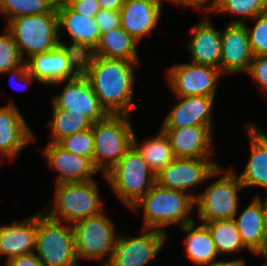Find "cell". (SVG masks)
Listing matches in <instances>:
<instances>
[{"label": "cell", "mask_w": 267, "mask_h": 266, "mask_svg": "<svg viewBox=\"0 0 267 266\" xmlns=\"http://www.w3.org/2000/svg\"><path fill=\"white\" fill-rule=\"evenodd\" d=\"M132 146L155 174H158L175 159L169 137L161 129L156 137L146 139L141 144L138 143L134 133Z\"/></svg>", "instance_id": "obj_28"}, {"label": "cell", "mask_w": 267, "mask_h": 266, "mask_svg": "<svg viewBox=\"0 0 267 266\" xmlns=\"http://www.w3.org/2000/svg\"><path fill=\"white\" fill-rule=\"evenodd\" d=\"M195 207V199L188 193L166 189L155 183L152 188L131 208L143 210V228L166 232V226L192 222L189 214Z\"/></svg>", "instance_id": "obj_2"}, {"label": "cell", "mask_w": 267, "mask_h": 266, "mask_svg": "<svg viewBox=\"0 0 267 266\" xmlns=\"http://www.w3.org/2000/svg\"><path fill=\"white\" fill-rule=\"evenodd\" d=\"M252 28L246 24L251 50L254 56L267 54V11L252 19Z\"/></svg>", "instance_id": "obj_36"}, {"label": "cell", "mask_w": 267, "mask_h": 266, "mask_svg": "<svg viewBox=\"0 0 267 266\" xmlns=\"http://www.w3.org/2000/svg\"><path fill=\"white\" fill-rule=\"evenodd\" d=\"M226 168L215 182L208 185L206 190L197 194L195 206L198 219L204 222L234 219L238 211V190L244 189L236 172Z\"/></svg>", "instance_id": "obj_9"}, {"label": "cell", "mask_w": 267, "mask_h": 266, "mask_svg": "<svg viewBox=\"0 0 267 266\" xmlns=\"http://www.w3.org/2000/svg\"><path fill=\"white\" fill-rule=\"evenodd\" d=\"M103 176L116 197L128 208H132L156 183V174L133 146Z\"/></svg>", "instance_id": "obj_4"}, {"label": "cell", "mask_w": 267, "mask_h": 266, "mask_svg": "<svg viewBox=\"0 0 267 266\" xmlns=\"http://www.w3.org/2000/svg\"><path fill=\"white\" fill-rule=\"evenodd\" d=\"M245 129L250 156L244 170L237 176L244 188L261 187L267 193V135L254 123L246 124Z\"/></svg>", "instance_id": "obj_20"}, {"label": "cell", "mask_w": 267, "mask_h": 266, "mask_svg": "<svg viewBox=\"0 0 267 266\" xmlns=\"http://www.w3.org/2000/svg\"><path fill=\"white\" fill-rule=\"evenodd\" d=\"M204 224L211 233L219 256L239 254L246 249L233 219L215 220Z\"/></svg>", "instance_id": "obj_29"}, {"label": "cell", "mask_w": 267, "mask_h": 266, "mask_svg": "<svg viewBox=\"0 0 267 266\" xmlns=\"http://www.w3.org/2000/svg\"><path fill=\"white\" fill-rule=\"evenodd\" d=\"M94 18L100 34L121 26L120 11L99 10Z\"/></svg>", "instance_id": "obj_38"}, {"label": "cell", "mask_w": 267, "mask_h": 266, "mask_svg": "<svg viewBox=\"0 0 267 266\" xmlns=\"http://www.w3.org/2000/svg\"><path fill=\"white\" fill-rule=\"evenodd\" d=\"M47 164L58 172L55 184L94 180L99 170L93 160L65 150L58 143H48L42 150Z\"/></svg>", "instance_id": "obj_16"}, {"label": "cell", "mask_w": 267, "mask_h": 266, "mask_svg": "<svg viewBox=\"0 0 267 266\" xmlns=\"http://www.w3.org/2000/svg\"><path fill=\"white\" fill-rule=\"evenodd\" d=\"M131 115H109L93 123L96 168L105 175L132 146L134 130Z\"/></svg>", "instance_id": "obj_5"}, {"label": "cell", "mask_w": 267, "mask_h": 266, "mask_svg": "<svg viewBox=\"0 0 267 266\" xmlns=\"http://www.w3.org/2000/svg\"><path fill=\"white\" fill-rule=\"evenodd\" d=\"M263 217V200L258 195L251 200L239 216L236 214L233 220L244 247L256 256L259 255L265 259Z\"/></svg>", "instance_id": "obj_23"}, {"label": "cell", "mask_w": 267, "mask_h": 266, "mask_svg": "<svg viewBox=\"0 0 267 266\" xmlns=\"http://www.w3.org/2000/svg\"><path fill=\"white\" fill-rule=\"evenodd\" d=\"M253 57L246 24H227L221 30L220 72L225 76L247 73Z\"/></svg>", "instance_id": "obj_14"}, {"label": "cell", "mask_w": 267, "mask_h": 266, "mask_svg": "<svg viewBox=\"0 0 267 266\" xmlns=\"http://www.w3.org/2000/svg\"><path fill=\"white\" fill-rule=\"evenodd\" d=\"M58 0H0V14L7 23L19 16H29L56 11Z\"/></svg>", "instance_id": "obj_32"}, {"label": "cell", "mask_w": 267, "mask_h": 266, "mask_svg": "<svg viewBox=\"0 0 267 266\" xmlns=\"http://www.w3.org/2000/svg\"><path fill=\"white\" fill-rule=\"evenodd\" d=\"M26 62L30 74L43 85H52L77 77L59 46L46 53L33 55Z\"/></svg>", "instance_id": "obj_24"}, {"label": "cell", "mask_w": 267, "mask_h": 266, "mask_svg": "<svg viewBox=\"0 0 267 266\" xmlns=\"http://www.w3.org/2000/svg\"><path fill=\"white\" fill-rule=\"evenodd\" d=\"M267 11V0H221L216 13L232 14L239 19L231 20L229 24H247L256 16Z\"/></svg>", "instance_id": "obj_33"}, {"label": "cell", "mask_w": 267, "mask_h": 266, "mask_svg": "<svg viewBox=\"0 0 267 266\" xmlns=\"http://www.w3.org/2000/svg\"><path fill=\"white\" fill-rule=\"evenodd\" d=\"M246 260L242 258H236L231 260H214L209 264L202 265V266H246Z\"/></svg>", "instance_id": "obj_43"}, {"label": "cell", "mask_w": 267, "mask_h": 266, "mask_svg": "<svg viewBox=\"0 0 267 266\" xmlns=\"http://www.w3.org/2000/svg\"><path fill=\"white\" fill-rule=\"evenodd\" d=\"M168 235V232L149 228H143L141 235L135 237L120 235L105 266H146L156 259Z\"/></svg>", "instance_id": "obj_11"}, {"label": "cell", "mask_w": 267, "mask_h": 266, "mask_svg": "<svg viewBox=\"0 0 267 266\" xmlns=\"http://www.w3.org/2000/svg\"><path fill=\"white\" fill-rule=\"evenodd\" d=\"M195 226L192 221L181 227L182 231L186 232L185 255L195 265L202 266L216 260L219 254L207 226L202 222L201 225Z\"/></svg>", "instance_id": "obj_26"}, {"label": "cell", "mask_w": 267, "mask_h": 266, "mask_svg": "<svg viewBox=\"0 0 267 266\" xmlns=\"http://www.w3.org/2000/svg\"><path fill=\"white\" fill-rule=\"evenodd\" d=\"M36 137L24 116L11 101L0 106V157L14 161L20 151Z\"/></svg>", "instance_id": "obj_15"}, {"label": "cell", "mask_w": 267, "mask_h": 266, "mask_svg": "<svg viewBox=\"0 0 267 266\" xmlns=\"http://www.w3.org/2000/svg\"><path fill=\"white\" fill-rule=\"evenodd\" d=\"M222 173L224 169L211 158H175L156 174V183L166 189L186 192L196 199L197 194L189 189Z\"/></svg>", "instance_id": "obj_10"}, {"label": "cell", "mask_w": 267, "mask_h": 266, "mask_svg": "<svg viewBox=\"0 0 267 266\" xmlns=\"http://www.w3.org/2000/svg\"><path fill=\"white\" fill-rule=\"evenodd\" d=\"M98 187L96 180L55 184L54 205L42 212L67 224L95 216L103 211Z\"/></svg>", "instance_id": "obj_3"}, {"label": "cell", "mask_w": 267, "mask_h": 266, "mask_svg": "<svg viewBox=\"0 0 267 266\" xmlns=\"http://www.w3.org/2000/svg\"><path fill=\"white\" fill-rule=\"evenodd\" d=\"M12 34L5 28L0 35V74L14 69L24 63Z\"/></svg>", "instance_id": "obj_35"}, {"label": "cell", "mask_w": 267, "mask_h": 266, "mask_svg": "<svg viewBox=\"0 0 267 266\" xmlns=\"http://www.w3.org/2000/svg\"><path fill=\"white\" fill-rule=\"evenodd\" d=\"M6 73L7 74L10 73L9 74L10 77L15 78V80H17V82H19V85L23 83L22 84L23 87H21L22 89H19V91L20 90L23 91L25 89L24 86L26 87V86L30 85L33 82V80L37 81V79L34 76H32L30 74V72L28 71V66H27L26 61L22 65L14 68V69H11V70L3 73V74H6Z\"/></svg>", "instance_id": "obj_41"}, {"label": "cell", "mask_w": 267, "mask_h": 266, "mask_svg": "<svg viewBox=\"0 0 267 266\" xmlns=\"http://www.w3.org/2000/svg\"><path fill=\"white\" fill-rule=\"evenodd\" d=\"M178 102L170 108L160 128H180L187 126L212 127L214 97L176 96Z\"/></svg>", "instance_id": "obj_18"}, {"label": "cell", "mask_w": 267, "mask_h": 266, "mask_svg": "<svg viewBox=\"0 0 267 266\" xmlns=\"http://www.w3.org/2000/svg\"><path fill=\"white\" fill-rule=\"evenodd\" d=\"M101 10L120 11L124 0H97Z\"/></svg>", "instance_id": "obj_44"}, {"label": "cell", "mask_w": 267, "mask_h": 266, "mask_svg": "<svg viewBox=\"0 0 267 266\" xmlns=\"http://www.w3.org/2000/svg\"><path fill=\"white\" fill-rule=\"evenodd\" d=\"M166 1H172L173 4H177L180 6L183 5V10H186V8L190 6L194 8V10L198 11L205 9L204 11L210 14L216 12L221 2V0H166Z\"/></svg>", "instance_id": "obj_40"}, {"label": "cell", "mask_w": 267, "mask_h": 266, "mask_svg": "<svg viewBox=\"0 0 267 266\" xmlns=\"http://www.w3.org/2000/svg\"><path fill=\"white\" fill-rule=\"evenodd\" d=\"M58 16V38L65 29L71 40L86 43L96 48L100 32L94 17L85 16L74 12L63 0H58L56 5Z\"/></svg>", "instance_id": "obj_25"}, {"label": "cell", "mask_w": 267, "mask_h": 266, "mask_svg": "<svg viewBox=\"0 0 267 266\" xmlns=\"http://www.w3.org/2000/svg\"><path fill=\"white\" fill-rule=\"evenodd\" d=\"M114 225L104 211L72 224L77 260L89 259L100 262L107 256L101 263L105 266L112 257L117 240Z\"/></svg>", "instance_id": "obj_8"}, {"label": "cell", "mask_w": 267, "mask_h": 266, "mask_svg": "<svg viewBox=\"0 0 267 266\" xmlns=\"http://www.w3.org/2000/svg\"><path fill=\"white\" fill-rule=\"evenodd\" d=\"M51 140L49 143H58L64 137L92 128L93 122L83 114H67L64 109L52 108Z\"/></svg>", "instance_id": "obj_30"}, {"label": "cell", "mask_w": 267, "mask_h": 266, "mask_svg": "<svg viewBox=\"0 0 267 266\" xmlns=\"http://www.w3.org/2000/svg\"><path fill=\"white\" fill-rule=\"evenodd\" d=\"M247 74L267 95V54L254 56Z\"/></svg>", "instance_id": "obj_37"}, {"label": "cell", "mask_w": 267, "mask_h": 266, "mask_svg": "<svg viewBox=\"0 0 267 266\" xmlns=\"http://www.w3.org/2000/svg\"><path fill=\"white\" fill-rule=\"evenodd\" d=\"M212 128L195 125L160 129L169 137L175 158H211L216 154Z\"/></svg>", "instance_id": "obj_17"}, {"label": "cell", "mask_w": 267, "mask_h": 266, "mask_svg": "<svg viewBox=\"0 0 267 266\" xmlns=\"http://www.w3.org/2000/svg\"><path fill=\"white\" fill-rule=\"evenodd\" d=\"M263 226H264V241H265V262H267V195L263 200Z\"/></svg>", "instance_id": "obj_45"}, {"label": "cell", "mask_w": 267, "mask_h": 266, "mask_svg": "<svg viewBox=\"0 0 267 266\" xmlns=\"http://www.w3.org/2000/svg\"><path fill=\"white\" fill-rule=\"evenodd\" d=\"M6 29L12 34L24 61L53 50L59 44L56 11L16 17L6 24ZM24 54L28 56L26 59Z\"/></svg>", "instance_id": "obj_7"}, {"label": "cell", "mask_w": 267, "mask_h": 266, "mask_svg": "<svg viewBox=\"0 0 267 266\" xmlns=\"http://www.w3.org/2000/svg\"><path fill=\"white\" fill-rule=\"evenodd\" d=\"M220 69L195 63H177L170 67L166 76L175 96L215 97Z\"/></svg>", "instance_id": "obj_12"}, {"label": "cell", "mask_w": 267, "mask_h": 266, "mask_svg": "<svg viewBox=\"0 0 267 266\" xmlns=\"http://www.w3.org/2000/svg\"><path fill=\"white\" fill-rule=\"evenodd\" d=\"M140 62L96 56L86 75L105 110L111 115H131L134 104L135 66Z\"/></svg>", "instance_id": "obj_1"}, {"label": "cell", "mask_w": 267, "mask_h": 266, "mask_svg": "<svg viewBox=\"0 0 267 266\" xmlns=\"http://www.w3.org/2000/svg\"><path fill=\"white\" fill-rule=\"evenodd\" d=\"M5 266H44L35 253L16 256L6 261Z\"/></svg>", "instance_id": "obj_42"}, {"label": "cell", "mask_w": 267, "mask_h": 266, "mask_svg": "<svg viewBox=\"0 0 267 266\" xmlns=\"http://www.w3.org/2000/svg\"><path fill=\"white\" fill-rule=\"evenodd\" d=\"M58 144L73 154L89 157L93 160L94 136L93 128L68 135L61 139Z\"/></svg>", "instance_id": "obj_34"}, {"label": "cell", "mask_w": 267, "mask_h": 266, "mask_svg": "<svg viewBox=\"0 0 267 266\" xmlns=\"http://www.w3.org/2000/svg\"><path fill=\"white\" fill-rule=\"evenodd\" d=\"M70 41L71 43L65 44L59 39L58 46L63 50L72 71L77 76H86L96 58L95 48L86 43Z\"/></svg>", "instance_id": "obj_31"}, {"label": "cell", "mask_w": 267, "mask_h": 266, "mask_svg": "<svg viewBox=\"0 0 267 266\" xmlns=\"http://www.w3.org/2000/svg\"><path fill=\"white\" fill-rule=\"evenodd\" d=\"M139 43L121 26L100 34L95 48L96 56L140 62L137 52Z\"/></svg>", "instance_id": "obj_27"}, {"label": "cell", "mask_w": 267, "mask_h": 266, "mask_svg": "<svg viewBox=\"0 0 267 266\" xmlns=\"http://www.w3.org/2000/svg\"><path fill=\"white\" fill-rule=\"evenodd\" d=\"M74 12L89 17H95L101 10L97 0H63Z\"/></svg>", "instance_id": "obj_39"}, {"label": "cell", "mask_w": 267, "mask_h": 266, "mask_svg": "<svg viewBox=\"0 0 267 266\" xmlns=\"http://www.w3.org/2000/svg\"><path fill=\"white\" fill-rule=\"evenodd\" d=\"M162 3L163 0H124L121 27L140 43L159 23Z\"/></svg>", "instance_id": "obj_19"}, {"label": "cell", "mask_w": 267, "mask_h": 266, "mask_svg": "<svg viewBox=\"0 0 267 266\" xmlns=\"http://www.w3.org/2000/svg\"><path fill=\"white\" fill-rule=\"evenodd\" d=\"M188 43L191 62L220 69L221 30H216L206 17L190 29Z\"/></svg>", "instance_id": "obj_21"}, {"label": "cell", "mask_w": 267, "mask_h": 266, "mask_svg": "<svg viewBox=\"0 0 267 266\" xmlns=\"http://www.w3.org/2000/svg\"><path fill=\"white\" fill-rule=\"evenodd\" d=\"M34 253L44 266H79L72 224L52 219L40 211Z\"/></svg>", "instance_id": "obj_6"}, {"label": "cell", "mask_w": 267, "mask_h": 266, "mask_svg": "<svg viewBox=\"0 0 267 266\" xmlns=\"http://www.w3.org/2000/svg\"><path fill=\"white\" fill-rule=\"evenodd\" d=\"M37 214L0 227V255L9 259L35 252Z\"/></svg>", "instance_id": "obj_22"}, {"label": "cell", "mask_w": 267, "mask_h": 266, "mask_svg": "<svg viewBox=\"0 0 267 266\" xmlns=\"http://www.w3.org/2000/svg\"><path fill=\"white\" fill-rule=\"evenodd\" d=\"M65 83L61 93L51 99L52 108H61L67 114H83L93 123L107 118L110 114L100 103L86 76L59 81L53 85Z\"/></svg>", "instance_id": "obj_13"}]
</instances>
